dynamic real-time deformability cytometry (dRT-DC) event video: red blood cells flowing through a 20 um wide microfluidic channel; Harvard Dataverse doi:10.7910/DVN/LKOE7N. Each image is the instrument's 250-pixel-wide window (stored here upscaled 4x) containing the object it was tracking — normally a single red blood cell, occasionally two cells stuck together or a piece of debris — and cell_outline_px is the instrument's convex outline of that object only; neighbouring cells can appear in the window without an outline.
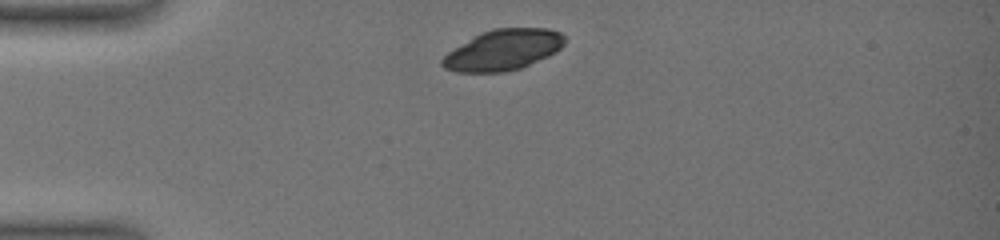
{"species": "common noctule bat (a hibernating species)", "species_latin": "Nyctalus noctula", "temperature_condition": "warm", "stored_images_in_passage": 17, "camera_frame_rate_fps": 3000, "um_per_image_px": 0.085, "animal": {"sex": "female", "body_mass_g": 19.0, "forearm_length_mm": 51.5}, "frame": {"image": 1, "passage_image": 1, "time_ms": 0.0, "image_size_px": [1000, 240], "cell_outline_px": [[564, 44], [556, 52], [548, 56], [520, 68], [504, 72], [456, 72], [444, 68], [440, 64], [440, 60], [448, 52], [480, 32], [492, 28], [548, 28], [560, 32], [564, 36]], "centroid_in_image_um": [42.75, 4.24], "position_along_channel_um": 42.3, "area_um2": 29.02}}
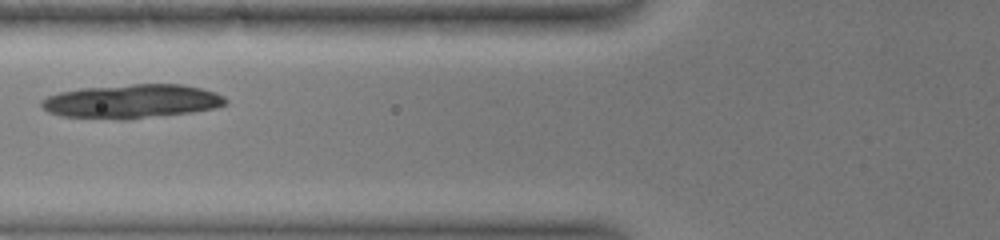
{"frame": {"image": 2, "passage_image": 7, "time_ms": 3.0, "image_size_px": [1000, 240], "cell_outline_px": [[228, 104], [212, 108], [192, 112], [128, 120], [116, 120], [60, 116], [48, 112], [40, 104], [40, 100], [48, 96], [60, 92], [80, 88], [132, 84], [180, 84], [200, 88], [216, 92], [224, 96], [228, 100]], "centroid_in_image_um": [11.19, 8.62], "position_along_channel_um": 114.6, "area_um2": 36.7}}
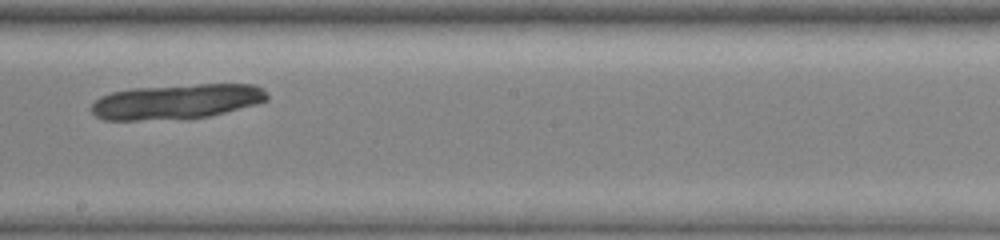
{"frame": {"image": 3, "passage_image": 15, "time_ms": 6.333, "image_size_px": [1000, 240], "cell_outline_px": [[268, 100], [256, 104], [208, 116], [188, 120], [104, 120], [96, 116], [88, 108], [100, 96], [112, 92], [128, 88], [200, 84], [256, 84], [264, 88], [268, 96]], "centroid_in_image_um": [14.99, 8.64], "position_along_channel_um": 233.2, "area_um2": 36.41}}